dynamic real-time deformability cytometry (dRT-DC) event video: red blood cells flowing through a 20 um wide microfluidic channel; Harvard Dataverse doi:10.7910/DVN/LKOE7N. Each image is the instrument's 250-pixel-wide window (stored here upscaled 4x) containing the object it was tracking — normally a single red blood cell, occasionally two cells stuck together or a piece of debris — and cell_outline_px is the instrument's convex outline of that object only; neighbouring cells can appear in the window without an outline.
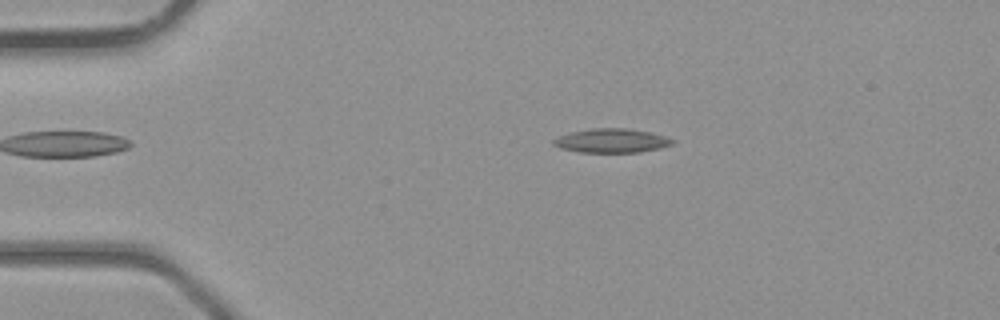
{"species": "common noctule bat (a hibernating species)", "species_latin": "Nyctalus noctula", "temperature_condition": "room temperature", "stored_images_in_passage": 2, "camera_frame_rate_fps": 3000, "um_per_image_px": 0.085, "animal": {"sex": "male", "body_mass_g": 23.1, "forearm_length_mm": 52.7}, "frame": {"image": 1, "passage_image": 2, "time_ms": 1.333, "image_size_px": [1000, 320], "cell_outline_px": [[676, 140], [672, 144], [660, 148], [640, 152], [580, 152], [560, 148], [552, 144], [552, 140], [560, 136], [572, 132], [592, 128], [628, 128], [648, 132], [664, 136]], "centroid_in_image_um": [51.99, 11.96], "position_along_channel_um": 33.0, "area_um2": 16.53}}